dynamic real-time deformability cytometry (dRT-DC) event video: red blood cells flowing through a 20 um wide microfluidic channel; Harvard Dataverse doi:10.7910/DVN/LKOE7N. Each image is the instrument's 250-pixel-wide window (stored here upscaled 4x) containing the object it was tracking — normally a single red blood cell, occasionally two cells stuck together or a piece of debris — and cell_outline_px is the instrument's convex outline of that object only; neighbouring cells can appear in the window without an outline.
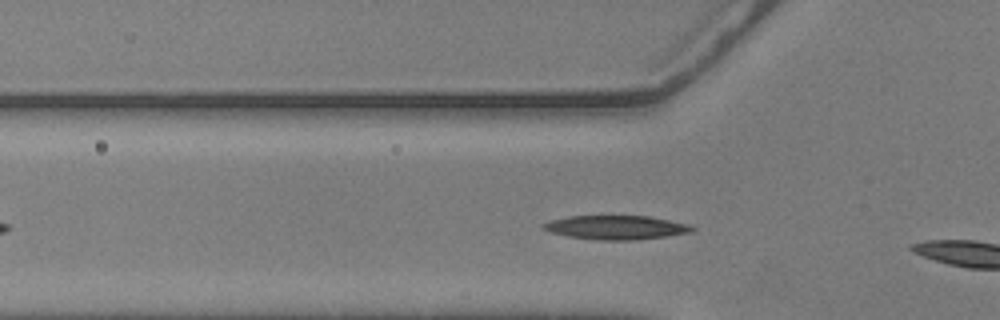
{"species": "common noctule bat (a hibernating species)", "species_latin": "Nyctalus noctula", "temperature_condition": "warm", "stored_images_in_passage": 9, "camera_frame_rate_fps": 3000, "um_per_image_px": 0.085, "animal": {"sex": "male", "body_mass_g": 20.5, "forearm_length_mm": 52.5}, "frame": {"image": 1, "passage_image": 3, "time_ms": 0.667, "image_size_px": [1000, 320], "cell_outline_px": [[696, 228], [692, 232], [668, 236], [636, 240], [596, 240], [568, 236], [552, 232], [540, 228], [540, 224], [552, 220], [568, 216], [648, 216], [688, 224]], "centroid_in_image_um": [52.36, 19.34], "position_along_channel_um": 73.4, "area_um2": 20.81}}
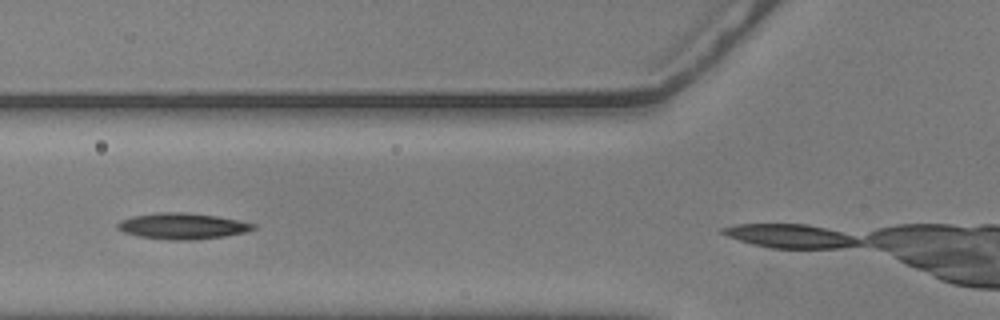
{"frame": {"image": 2, "passage_image": 6, "time_ms": 1.667, "image_size_px": [1000, 320], "cell_outline_px": [[256, 228], [244, 232], [224, 236], [192, 240], [168, 240], [140, 236], [124, 232], [116, 228], [116, 224], [120, 220], [132, 216], [156, 212], [184, 212], [216, 216], [256, 224]], "centroid_in_image_um": [15.46, 19.21], "position_along_channel_um": 110.3, "area_um2": 20.52}}